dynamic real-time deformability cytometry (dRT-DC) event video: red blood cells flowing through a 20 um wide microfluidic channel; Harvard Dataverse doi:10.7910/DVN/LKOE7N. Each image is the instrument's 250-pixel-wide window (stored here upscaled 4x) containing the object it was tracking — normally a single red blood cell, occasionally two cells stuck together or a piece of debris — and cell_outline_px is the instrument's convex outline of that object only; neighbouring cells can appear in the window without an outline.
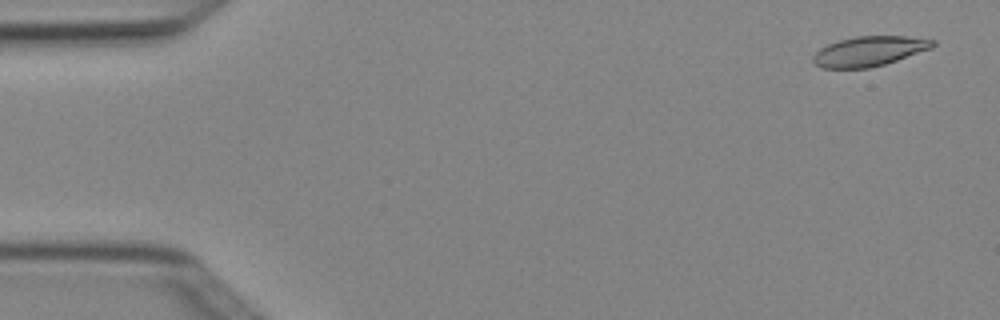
{"species": "Egyptian fruit bat (a non-hibernating species)", "species_latin": "Rousettus aegyptiacus", "temperature_condition": "cold", "stored_images_in_passage": 5, "camera_frame_rate_fps": 3000, "um_per_image_px": 0.085, "animal": {"sex": "female"}, "frame": {"image": 1, "passage_image": 1, "time_ms": 0.0, "image_size_px": [1000, 320], "cell_outline_px": [[936, 44], [932, 48], [884, 64], [868, 68], [820, 68], [812, 60], [812, 56], [820, 48], [828, 44], [840, 40], [856, 36], [908, 36], [936, 40]], "centroid_in_image_um": [73.88, 4.35], "position_along_channel_um": 11.1, "area_um2": 20.75}}
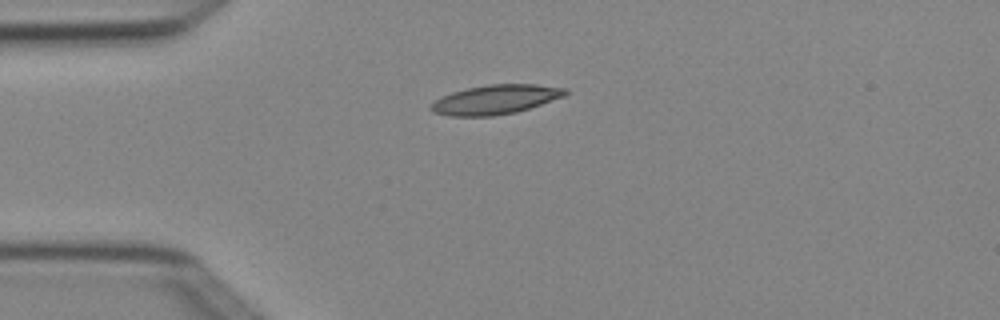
{"frame": {"image": 2, "passage_image": 4, "time_ms": 1.0, "image_size_px": [1000, 320], "cell_outline_px": [[568, 92], [564, 96], [516, 112], [492, 116], [448, 116], [432, 112], [428, 108], [428, 104], [440, 96], [452, 92], [468, 88], [488, 84], [536, 84], [568, 88]], "centroid_in_image_um": [42.05, 8.46], "position_along_channel_um": 43.0, "area_um2": 23.12}}
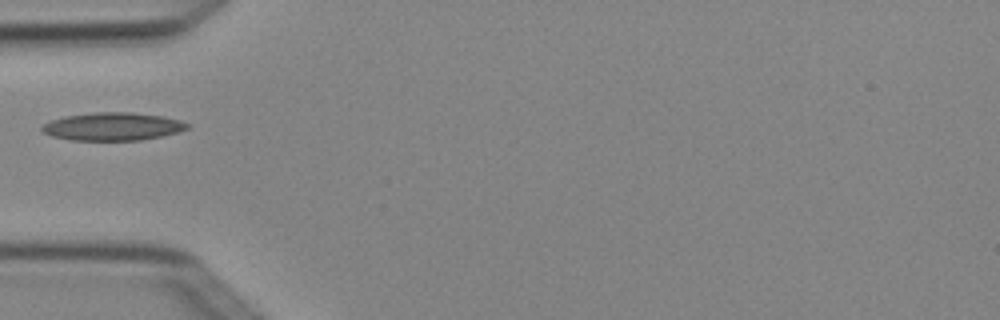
{"frame": {"image": 3, "passage_image": 5, "time_ms": 1.333, "image_size_px": [1000, 320], "cell_outline_px": [[192, 124], [188, 128], [180, 132], [140, 140], [72, 140], [52, 136], [40, 132], [40, 128], [44, 124], [52, 120], [64, 116], [92, 112], [132, 112], [160, 116], [180, 120]], "centroid_in_image_um": [9.57, 10.75], "position_along_channel_um": 75.4, "area_um2": 23.76}}